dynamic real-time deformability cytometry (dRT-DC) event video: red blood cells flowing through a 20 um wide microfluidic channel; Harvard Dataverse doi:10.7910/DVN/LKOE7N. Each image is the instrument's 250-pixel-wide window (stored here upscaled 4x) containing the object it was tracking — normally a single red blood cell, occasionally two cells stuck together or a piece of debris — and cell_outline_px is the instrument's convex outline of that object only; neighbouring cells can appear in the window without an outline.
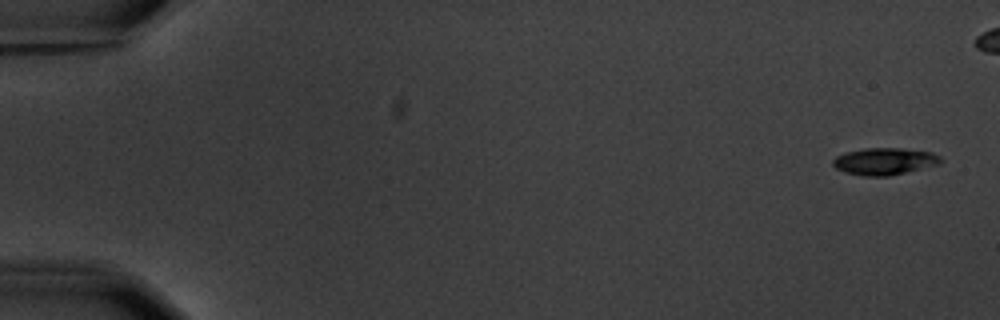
{"species": "common noctule bat (a hibernating species)", "species_latin": "Nyctalus noctula", "temperature_condition": "warm", "stored_images_in_passage": 6, "camera_frame_rate_fps": 3000, "um_per_image_px": 0.085, "animal": {"sex": "male", "body_mass_g": 20.1, "forearm_length_mm": 53.5}, "frame": {"image": 1, "passage_image": 1, "time_ms": 0.0, "image_size_px": [1000, 320], "cell_outline_px": [[944, 160], [940, 164], [888, 176], [864, 176], [844, 172], [836, 168], [832, 164], [832, 160], [836, 156], [844, 152], [864, 148], [900, 148], [932, 152], [940, 156]], "centroid_in_image_um": [75.17, 13.7], "position_along_channel_um": 9.8, "area_um2": 17.05}}